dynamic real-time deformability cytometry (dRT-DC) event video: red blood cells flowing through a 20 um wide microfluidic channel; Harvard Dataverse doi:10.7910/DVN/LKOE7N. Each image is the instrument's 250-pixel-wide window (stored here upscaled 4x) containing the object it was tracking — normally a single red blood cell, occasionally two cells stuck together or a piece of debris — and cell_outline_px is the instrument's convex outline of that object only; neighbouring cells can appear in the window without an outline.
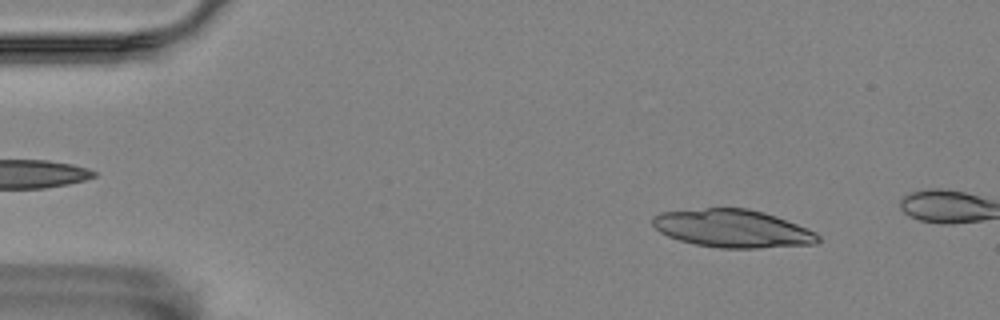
{"species": "Egyptian fruit bat (a non-hibernating species)", "species_latin": "Rousettus aegyptiacus", "temperature_condition": "room temperature", "stored_images_in_passage": 12, "camera_frame_rate_fps": 3000, "um_per_image_px": 0.085, "animal": {"sex": "female"}, "frame": {"image": 1, "passage_image": 6, "time_ms": 1.667, "image_size_px": [1000, 320], "cell_outline_px": [[820, 240], [816, 244], [756, 248], [720, 248], [696, 244], [680, 240], [668, 236], [660, 232], [652, 224], [652, 216], [660, 212], [704, 208], [748, 208], [764, 212], [776, 216], [808, 228], [816, 232], [820, 236]], "centroid_in_image_um": [62.28, 19.42], "position_along_channel_um": 22.7, "area_um2": 36.65}}